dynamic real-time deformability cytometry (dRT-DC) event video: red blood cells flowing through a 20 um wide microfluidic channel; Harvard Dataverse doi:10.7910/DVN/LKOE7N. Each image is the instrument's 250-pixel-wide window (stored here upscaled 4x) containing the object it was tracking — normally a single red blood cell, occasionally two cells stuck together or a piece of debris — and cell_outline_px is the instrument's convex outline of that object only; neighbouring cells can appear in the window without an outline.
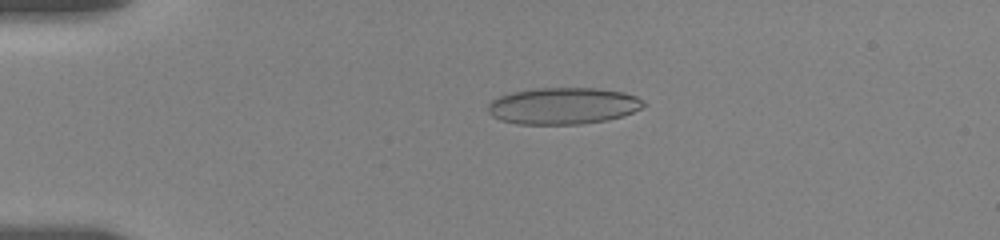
{"species": "human", "species_latin": "Homo sapiens", "temperature_condition": "room temperature", "stored_images_in_passage": 69, "camera_frame_rate_fps": 3000, "um_per_image_px": 0.085, "donor": {"sex": "female"}, "frame": {"image": 1, "passage_image": 10, "time_ms": 4.0, "image_size_px": [1000, 240], "cell_outline_px": [[648, 104], [624, 116], [608, 120], [580, 124], [516, 124], [500, 120], [492, 116], [488, 112], [488, 104], [492, 100], [500, 96], [512, 92], [536, 88], [596, 88], [624, 92], [636, 96], [644, 100]], "centroid_in_image_um": [47.88, 9.0], "position_along_channel_um": 37.1, "area_um2": 33.47}}
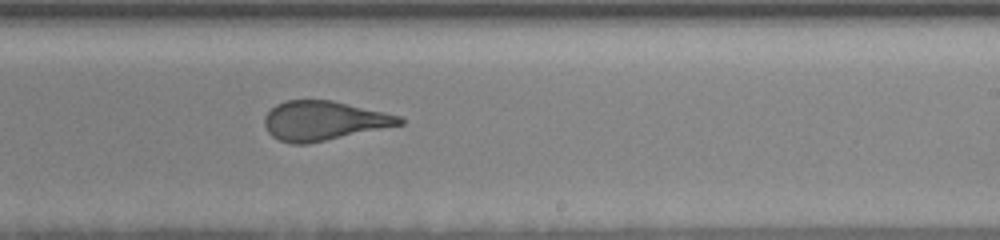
{"frame": {"image": 2, "passage_image": 46, "time_ms": 11.333, "image_size_px": [1000, 240], "cell_outline_px": [[404, 124], [308, 144], [292, 144], [280, 140], [272, 136], [268, 132], [264, 124], [264, 116], [276, 104], [288, 100], [332, 100], [384, 112], [400, 116], [404, 120]], "centroid_in_image_um": [27.5, 10.26], "position_along_channel_um": 261.5, "area_um2": 30.87}}
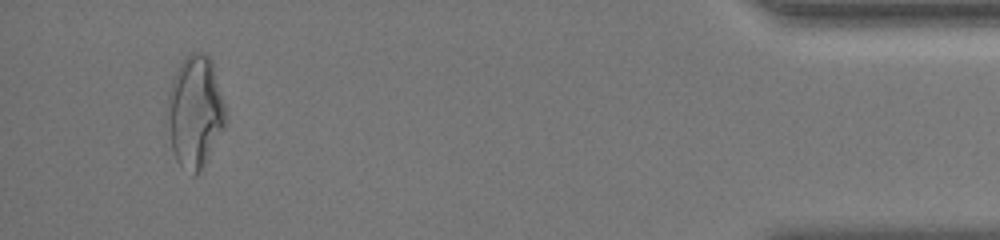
{"frame": {"image": 3, "passage_image": 65, "time_ms": 17.333, "image_size_px": [1000, 240], "cell_outline_px": [[224, 124], [208, 156], [196, 176], [192, 176], [180, 168], [176, 160], [172, 148], [168, 120], [168, 96], [180, 60], [188, 52], [200, 52], [208, 56], [212, 60], [224, 104]], "centroid_in_image_um": [16.55, 9.47], "position_along_channel_um": 418.6, "area_um2": 37.22}, "authors_computed_cell_mechanics": {"area_um2": 32.1946, "velocity_mm_per_s": 3.6483, "shape_relaxation_time_tau1_ms": 10.3218, "shape_relaxation_time_tau2_ms": 0.9902, "deformation_change_tau1": 0.2708, "deformation_change_tau2": 0.1081}}